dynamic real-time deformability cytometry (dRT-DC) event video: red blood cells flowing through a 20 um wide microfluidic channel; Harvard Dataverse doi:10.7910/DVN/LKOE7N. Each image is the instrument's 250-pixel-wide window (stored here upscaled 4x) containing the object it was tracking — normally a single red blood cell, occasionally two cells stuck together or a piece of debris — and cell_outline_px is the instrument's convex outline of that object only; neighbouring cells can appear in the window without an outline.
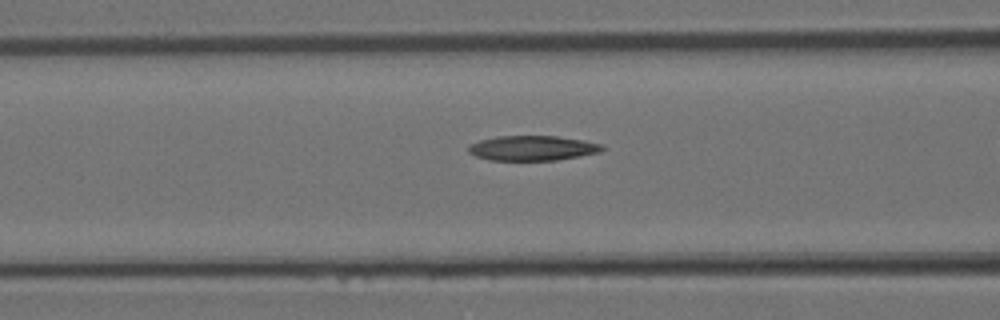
{"species": "Egyptian fruit bat (a non-hibernating species)", "species_latin": "Rousettus aegyptiacus", "temperature_condition": "room temperature", "stored_images_in_passage": 19, "camera_frame_rate_fps": 3000, "um_per_image_px": 0.085, "animal": {"sex": "female"}, "frame": {"image": 1, "passage_image": 4, "time_ms": 1.0, "image_size_px": [1000, 320], "cell_outline_px": [[604, 148], [600, 152], [580, 156], [556, 160], [488, 160], [476, 156], [468, 152], [468, 144], [480, 140], [496, 136], [556, 136], [584, 140], [604, 144]], "centroid_in_image_um": [45.26, 12.58], "position_along_channel_um": 121.3, "area_um2": 19.54}}
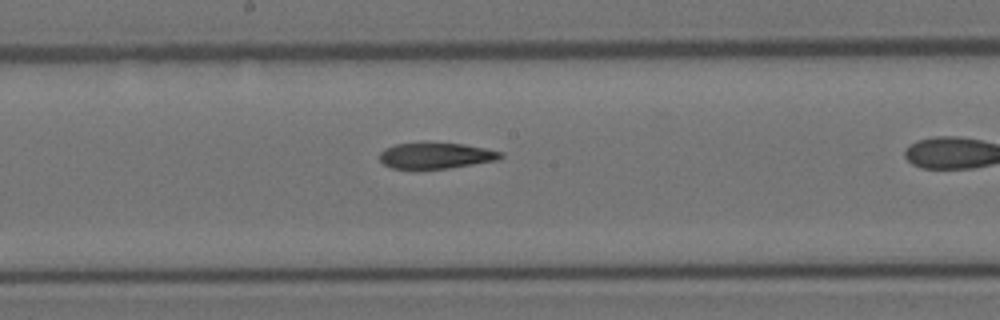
{"frame": {"image": 2, "passage_image": 9, "time_ms": 2.667, "image_size_px": [1000, 320], "cell_outline_px": [[504, 156], [500, 160], [448, 168], [392, 168], [384, 164], [380, 160], [380, 152], [384, 148], [396, 144], [424, 140], [464, 144], [504, 152]], "centroid_in_image_um": [37.07, 13.18], "position_along_channel_um": 211.1, "area_um2": 18.9}}
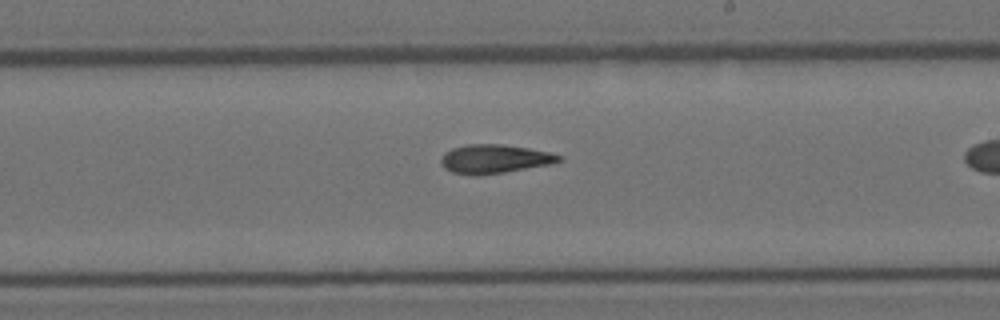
{"frame": {"image": 3, "passage_image": 11, "time_ms": 3.333, "image_size_px": [1000, 320], "cell_outline_px": [[564, 160], [552, 164], [504, 172], [476, 176], [472, 176], [452, 172], [444, 168], [440, 164], [440, 160], [444, 152], [452, 148], [468, 144], [504, 144], [528, 148], [548, 152], [564, 156]], "centroid_in_image_um": [42.03, 13.51], "position_along_channel_um": 247.0, "area_um2": 20.06}}